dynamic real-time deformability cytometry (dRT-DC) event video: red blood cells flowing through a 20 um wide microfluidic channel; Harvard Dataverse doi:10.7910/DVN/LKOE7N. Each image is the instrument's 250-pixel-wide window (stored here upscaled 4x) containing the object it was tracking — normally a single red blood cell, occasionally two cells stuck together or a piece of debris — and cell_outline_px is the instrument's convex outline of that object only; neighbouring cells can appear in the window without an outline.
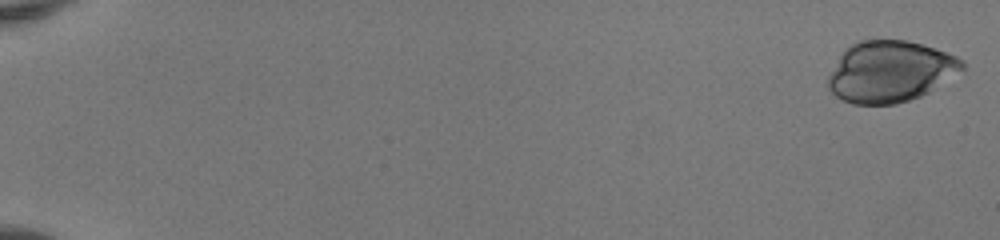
{"species": "human", "species_latin": "Homo sapiens", "temperature_condition": "room temperature", "stored_images_in_passage": 51, "camera_frame_rate_fps": 3000, "um_per_image_px": 0.085, "donor": {"sex": "female"}, "frame": {"image": 1, "passage_image": 1, "time_ms": 0.0, "image_size_px": [1000, 240], "cell_outline_px": [[964, 68], [928, 92], [920, 96], [896, 104], [852, 104], [836, 96], [828, 88], [828, 76], [840, 56], [856, 40], [908, 40], [936, 48], [956, 56], [964, 60]], "centroid_in_image_um": [75.66, 6.07], "position_along_channel_um": 9.3, "area_um2": 47.45}}
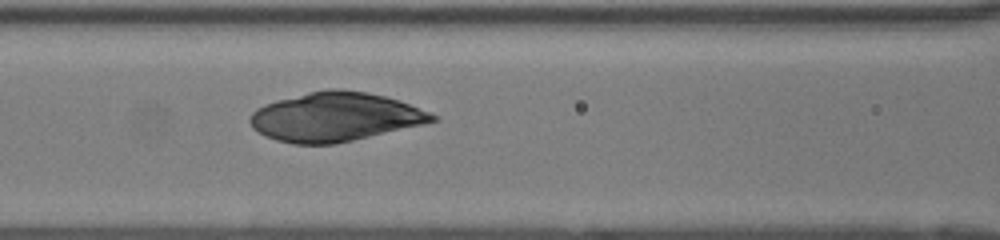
{"frame": {"image": 2, "passage_image": 25, "time_ms": 8.0, "image_size_px": [1000, 240], "cell_outline_px": [[436, 120], [424, 124], [352, 140], [332, 144], [292, 144], [276, 140], [264, 136], [252, 128], [248, 120], [252, 112], [256, 108], [264, 104], [276, 100], [308, 92], [328, 88], [340, 88], [368, 92], [400, 100], [428, 112], [436, 116]], "centroid_in_image_um": [28.42, 9.92], "position_along_channel_um": 138.2, "area_um2": 52.02}}
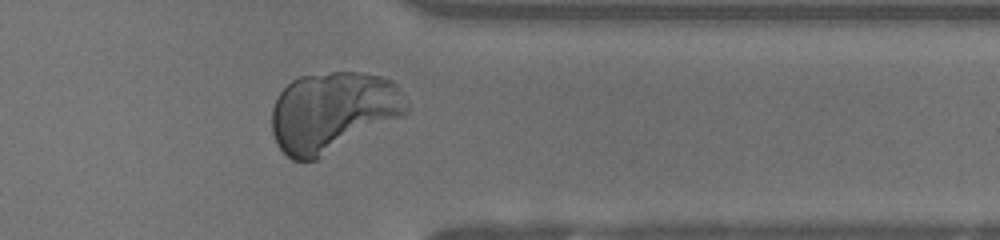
{"frame": {"image": 3, "passage_image": 43, "time_ms": 14.0, "image_size_px": [1000, 240], "cell_outline_px": [[408, 112], [316, 160], [292, 160], [276, 144], [272, 132], [272, 108], [280, 92], [292, 80], [300, 76], [332, 72], [360, 72], [380, 76], [392, 80], [396, 84], [408, 108]], "centroid_in_image_um": [28.24, 9.49], "position_along_channel_um": 383.2, "area_um2": 62.14}}